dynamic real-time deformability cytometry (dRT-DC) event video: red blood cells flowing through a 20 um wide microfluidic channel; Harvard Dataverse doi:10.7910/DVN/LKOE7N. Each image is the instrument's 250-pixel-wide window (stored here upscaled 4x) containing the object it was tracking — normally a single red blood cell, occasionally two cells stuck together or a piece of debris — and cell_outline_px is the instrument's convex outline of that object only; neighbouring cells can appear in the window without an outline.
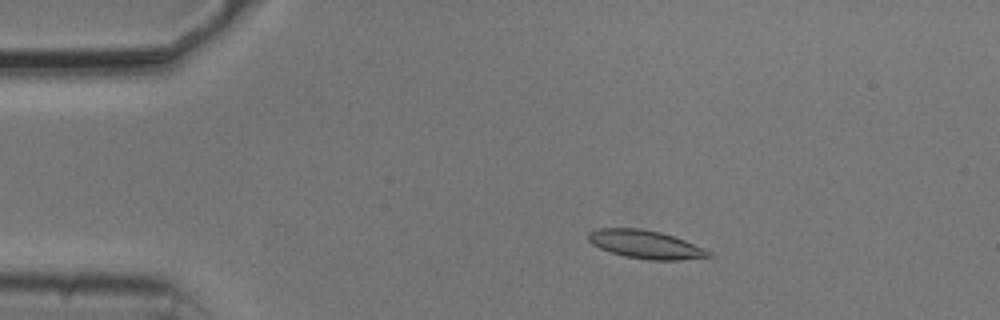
{"species": "common noctule bat (a hibernating species)", "species_latin": "Nyctalus noctula", "temperature_condition": "cold", "stored_images_in_passage": 54, "camera_frame_rate_fps": 3000, "um_per_image_px": 0.085, "animal": {"sex": "male", "body_mass_g": 20.5, "forearm_length_mm": 52.5}, "frame": {"image": 1, "passage_image": 10, "time_ms": 3.0, "image_size_px": [1000, 320], "cell_outline_px": [[712, 256], [680, 260], [648, 260], [624, 256], [600, 248], [592, 244], [588, 240], [588, 232], [600, 228], [640, 228], [660, 232], [684, 240], [712, 252]], "centroid_in_image_um": [54.85, 20.78], "position_along_channel_um": 30.1, "area_um2": 19.65}}
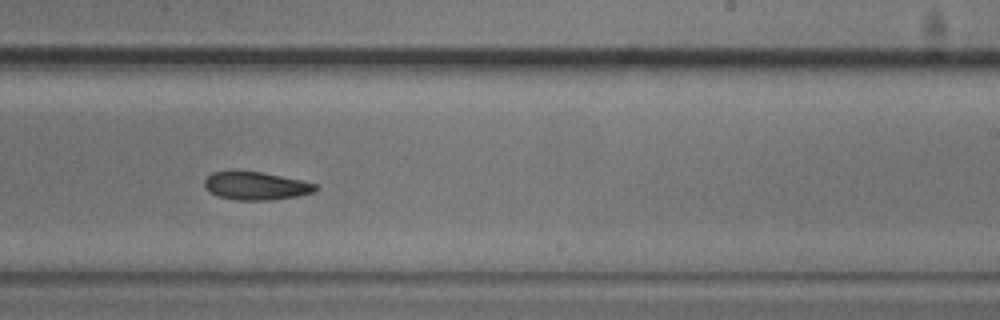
{"frame": {"image": 2, "passage_image": 33, "time_ms": 10.667, "image_size_px": [1000, 320], "cell_outline_px": [[320, 188], [316, 192], [296, 196], [272, 200], [236, 200], [220, 196], [208, 192], [204, 188], [204, 180], [212, 172], [260, 172], [304, 180], [316, 184]], "centroid_in_image_um": [21.8, 15.81], "position_along_channel_um": 267.2, "area_um2": 18.15}}
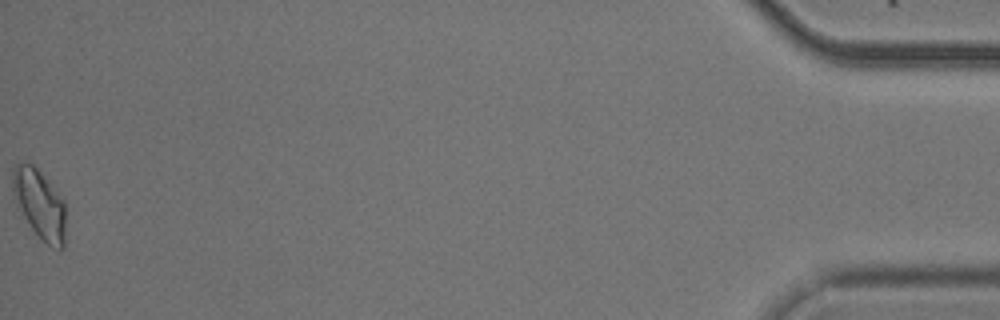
{"frame": {"image": 3, "passage_image": 54, "time_ms": 17.667, "image_size_px": [1000, 320], "cell_outline_px": [[64, 248], [60, 252], [52, 248], [32, 228], [16, 208], [12, 196], [12, 168], [16, 164], [24, 160], [32, 164], [40, 172], [64, 200]], "centroid_in_image_um": [3.31, 17.33], "position_along_channel_um": 431.9, "area_um2": 21.62}}